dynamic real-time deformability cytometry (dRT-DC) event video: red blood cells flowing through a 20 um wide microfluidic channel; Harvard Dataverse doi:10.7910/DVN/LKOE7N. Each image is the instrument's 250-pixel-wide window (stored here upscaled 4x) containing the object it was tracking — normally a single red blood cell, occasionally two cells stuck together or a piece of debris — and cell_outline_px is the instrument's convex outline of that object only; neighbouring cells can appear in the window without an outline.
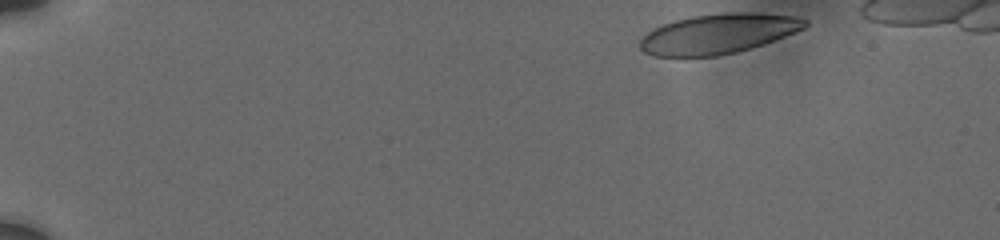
{"species": "human", "species_latin": "Homo sapiens", "temperature_condition": "cold", "stored_images_in_passage": 11, "camera_frame_rate_fps": 3000, "um_per_image_px": 0.085, "donor": {"sex": "male"}, "frame": {"image": 1, "passage_image": 1, "time_ms": 0.0, "image_size_px": [1000, 240], "cell_outline_px": [[808, 24], [804, 28], [796, 32], [764, 44], [736, 52], [716, 56], [652, 56], [644, 52], [640, 48], [640, 40], [652, 28], [676, 20], [692, 16], [724, 12], [756, 12], [796, 16], [808, 20]], "centroid_in_image_um": [61.08, 2.86], "position_along_channel_um": 23.9, "area_um2": 38.44}}
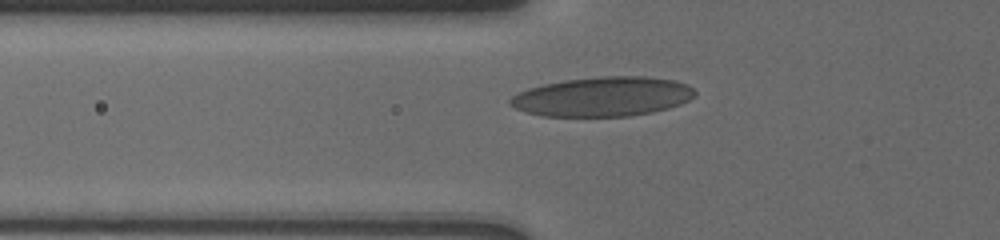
{"frame": {"image": 2, "passage_image": 10, "time_ms": 4.667, "image_size_px": [1000, 240], "cell_outline_px": [[696, 96], [680, 104], [668, 108], [652, 112], [628, 116], [544, 116], [528, 112], [516, 108], [508, 104], [508, 100], [512, 96], [528, 88], [544, 84], [564, 80], [600, 76], [644, 76], [676, 80], [688, 84], [696, 92]], "centroid_in_image_um": [51.25, 8.2], "position_along_channel_um": 74.5, "area_um2": 42.54}}